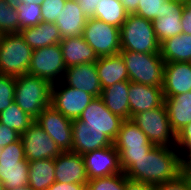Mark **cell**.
Returning a JSON list of instances; mask_svg holds the SVG:
<instances>
[{
    "label": "cell",
    "mask_w": 191,
    "mask_h": 190,
    "mask_svg": "<svg viewBox=\"0 0 191 190\" xmlns=\"http://www.w3.org/2000/svg\"><path fill=\"white\" fill-rule=\"evenodd\" d=\"M183 9L184 4L178 0H168L164 3L162 17L152 21L154 33L160 43L182 33L181 15Z\"/></svg>",
    "instance_id": "obj_21"
},
{
    "label": "cell",
    "mask_w": 191,
    "mask_h": 190,
    "mask_svg": "<svg viewBox=\"0 0 191 190\" xmlns=\"http://www.w3.org/2000/svg\"><path fill=\"white\" fill-rule=\"evenodd\" d=\"M78 119L88 128L102 131L112 142L115 141L124 121L120 116L113 114L100 97L92 100Z\"/></svg>",
    "instance_id": "obj_13"
},
{
    "label": "cell",
    "mask_w": 191,
    "mask_h": 190,
    "mask_svg": "<svg viewBox=\"0 0 191 190\" xmlns=\"http://www.w3.org/2000/svg\"><path fill=\"white\" fill-rule=\"evenodd\" d=\"M0 31L3 34L20 32L17 9L12 8L6 0H0Z\"/></svg>",
    "instance_id": "obj_32"
},
{
    "label": "cell",
    "mask_w": 191,
    "mask_h": 190,
    "mask_svg": "<svg viewBox=\"0 0 191 190\" xmlns=\"http://www.w3.org/2000/svg\"><path fill=\"white\" fill-rule=\"evenodd\" d=\"M33 49L20 33L3 34L0 42V73L18 77L28 73Z\"/></svg>",
    "instance_id": "obj_6"
},
{
    "label": "cell",
    "mask_w": 191,
    "mask_h": 190,
    "mask_svg": "<svg viewBox=\"0 0 191 190\" xmlns=\"http://www.w3.org/2000/svg\"><path fill=\"white\" fill-rule=\"evenodd\" d=\"M129 81L162 87L164 83V60L160 53H138L121 50Z\"/></svg>",
    "instance_id": "obj_4"
},
{
    "label": "cell",
    "mask_w": 191,
    "mask_h": 190,
    "mask_svg": "<svg viewBox=\"0 0 191 190\" xmlns=\"http://www.w3.org/2000/svg\"><path fill=\"white\" fill-rule=\"evenodd\" d=\"M160 55L165 63H191V35L181 33L160 43Z\"/></svg>",
    "instance_id": "obj_28"
},
{
    "label": "cell",
    "mask_w": 191,
    "mask_h": 190,
    "mask_svg": "<svg viewBox=\"0 0 191 190\" xmlns=\"http://www.w3.org/2000/svg\"><path fill=\"white\" fill-rule=\"evenodd\" d=\"M120 2L128 15L135 14L138 4H140V0H120Z\"/></svg>",
    "instance_id": "obj_45"
},
{
    "label": "cell",
    "mask_w": 191,
    "mask_h": 190,
    "mask_svg": "<svg viewBox=\"0 0 191 190\" xmlns=\"http://www.w3.org/2000/svg\"><path fill=\"white\" fill-rule=\"evenodd\" d=\"M88 179L122 173L120 158L114 144L82 155Z\"/></svg>",
    "instance_id": "obj_15"
},
{
    "label": "cell",
    "mask_w": 191,
    "mask_h": 190,
    "mask_svg": "<svg viewBox=\"0 0 191 190\" xmlns=\"http://www.w3.org/2000/svg\"><path fill=\"white\" fill-rule=\"evenodd\" d=\"M125 190H154V185L126 179Z\"/></svg>",
    "instance_id": "obj_44"
},
{
    "label": "cell",
    "mask_w": 191,
    "mask_h": 190,
    "mask_svg": "<svg viewBox=\"0 0 191 190\" xmlns=\"http://www.w3.org/2000/svg\"><path fill=\"white\" fill-rule=\"evenodd\" d=\"M128 89L129 81H120L102 89L100 95L105 106L124 120H130Z\"/></svg>",
    "instance_id": "obj_27"
},
{
    "label": "cell",
    "mask_w": 191,
    "mask_h": 190,
    "mask_svg": "<svg viewBox=\"0 0 191 190\" xmlns=\"http://www.w3.org/2000/svg\"><path fill=\"white\" fill-rule=\"evenodd\" d=\"M20 30L27 27H34L42 21L41 5L21 4L17 8Z\"/></svg>",
    "instance_id": "obj_34"
},
{
    "label": "cell",
    "mask_w": 191,
    "mask_h": 190,
    "mask_svg": "<svg viewBox=\"0 0 191 190\" xmlns=\"http://www.w3.org/2000/svg\"><path fill=\"white\" fill-rule=\"evenodd\" d=\"M66 68L83 63H95L98 56L82 36L62 39L59 42Z\"/></svg>",
    "instance_id": "obj_23"
},
{
    "label": "cell",
    "mask_w": 191,
    "mask_h": 190,
    "mask_svg": "<svg viewBox=\"0 0 191 190\" xmlns=\"http://www.w3.org/2000/svg\"><path fill=\"white\" fill-rule=\"evenodd\" d=\"M44 0H6V2L12 7L17 9L21 4H39L41 5Z\"/></svg>",
    "instance_id": "obj_46"
},
{
    "label": "cell",
    "mask_w": 191,
    "mask_h": 190,
    "mask_svg": "<svg viewBox=\"0 0 191 190\" xmlns=\"http://www.w3.org/2000/svg\"><path fill=\"white\" fill-rule=\"evenodd\" d=\"M35 119L25 113L15 102L0 112V123L15 130L18 134H23Z\"/></svg>",
    "instance_id": "obj_31"
},
{
    "label": "cell",
    "mask_w": 191,
    "mask_h": 190,
    "mask_svg": "<svg viewBox=\"0 0 191 190\" xmlns=\"http://www.w3.org/2000/svg\"><path fill=\"white\" fill-rule=\"evenodd\" d=\"M20 35L26 44L33 50L59 44L62 40L59 29L55 23L41 21L34 27L20 30Z\"/></svg>",
    "instance_id": "obj_25"
},
{
    "label": "cell",
    "mask_w": 191,
    "mask_h": 190,
    "mask_svg": "<svg viewBox=\"0 0 191 190\" xmlns=\"http://www.w3.org/2000/svg\"><path fill=\"white\" fill-rule=\"evenodd\" d=\"M54 165L56 182L87 185L89 179L82 155L64 151L54 158Z\"/></svg>",
    "instance_id": "obj_16"
},
{
    "label": "cell",
    "mask_w": 191,
    "mask_h": 190,
    "mask_svg": "<svg viewBox=\"0 0 191 190\" xmlns=\"http://www.w3.org/2000/svg\"><path fill=\"white\" fill-rule=\"evenodd\" d=\"M185 171L191 176V153L184 159Z\"/></svg>",
    "instance_id": "obj_47"
},
{
    "label": "cell",
    "mask_w": 191,
    "mask_h": 190,
    "mask_svg": "<svg viewBox=\"0 0 191 190\" xmlns=\"http://www.w3.org/2000/svg\"><path fill=\"white\" fill-rule=\"evenodd\" d=\"M184 170V158L176 147L154 146L147 155L136 159L125 175L131 180L156 185L175 179Z\"/></svg>",
    "instance_id": "obj_1"
},
{
    "label": "cell",
    "mask_w": 191,
    "mask_h": 190,
    "mask_svg": "<svg viewBox=\"0 0 191 190\" xmlns=\"http://www.w3.org/2000/svg\"><path fill=\"white\" fill-rule=\"evenodd\" d=\"M162 90L164 97H173L191 91V63H165Z\"/></svg>",
    "instance_id": "obj_20"
},
{
    "label": "cell",
    "mask_w": 191,
    "mask_h": 190,
    "mask_svg": "<svg viewBox=\"0 0 191 190\" xmlns=\"http://www.w3.org/2000/svg\"><path fill=\"white\" fill-rule=\"evenodd\" d=\"M2 151H3V148H2V147H0V156H1V154H2Z\"/></svg>",
    "instance_id": "obj_52"
},
{
    "label": "cell",
    "mask_w": 191,
    "mask_h": 190,
    "mask_svg": "<svg viewBox=\"0 0 191 190\" xmlns=\"http://www.w3.org/2000/svg\"><path fill=\"white\" fill-rule=\"evenodd\" d=\"M127 15L120 0H101L92 17L120 28L126 21Z\"/></svg>",
    "instance_id": "obj_30"
},
{
    "label": "cell",
    "mask_w": 191,
    "mask_h": 190,
    "mask_svg": "<svg viewBox=\"0 0 191 190\" xmlns=\"http://www.w3.org/2000/svg\"><path fill=\"white\" fill-rule=\"evenodd\" d=\"M126 175L124 172L106 177L88 180L89 190H125Z\"/></svg>",
    "instance_id": "obj_33"
},
{
    "label": "cell",
    "mask_w": 191,
    "mask_h": 190,
    "mask_svg": "<svg viewBox=\"0 0 191 190\" xmlns=\"http://www.w3.org/2000/svg\"><path fill=\"white\" fill-rule=\"evenodd\" d=\"M167 1L168 0H140L135 14L153 21L158 17H162L164 3Z\"/></svg>",
    "instance_id": "obj_36"
},
{
    "label": "cell",
    "mask_w": 191,
    "mask_h": 190,
    "mask_svg": "<svg viewBox=\"0 0 191 190\" xmlns=\"http://www.w3.org/2000/svg\"><path fill=\"white\" fill-rule=\"evenodd\" d=\"M134 122L155 146H176V133L172 130L165 104L160 107L135 114Z\"/></svg>",
    "instance_id": "obj_8"
},
{
    "label": "cell",
    "mask_w": 191,
    "mask_h": 190,
    "mask_svg": "<svg viewBox=\"0 0 191 190\" xmlns=\"http://www.w3.org/2000/svg\"><path fill=\"white\" fill-rule=\"evenodd\" d=\"M52 84L38 76L23 74L16 77L14 102L36 119L51 105Z\"/></svg>",
    "instance_id": "obj_2"
},
{
    "label": "cell",
    "mask_w": 191,
    "mask_h": 190,
    "mask_svg": "<svg viewBox=\"0 0 191 190\" xmlns=\"http://www.w3.org/2000/svg\"><path fill=\"white\" fill-rule=\"evenodd\" d=\"M113 144L119 153L120 166L124 173L135 163L136 159L147 155L155 146L132 120L122 122Z\"/></svg>",
    "instance_id": "obj_5"
},
{
    "label": "cell",
    "mask_w": 191,
    "mask_h": 190,
    "mask_svg": "<svg viewBox=\"0 0 191 190\" xmlns=\"http://www.w3.org/2000/svg\"><path fill=\"white\" fill-rule=\"evenodd\" d=\"M95 66L102 89L120 81H129L127 68L120 53L98 57Z\"/></svg>",
    "instance_id": "obj_24"
},
{
    "label": "cell",
    "mask_w": 191,
    "mask_h": 190,
    "mask_svg": "<svg viewBox=\"0 0 191 190\" xmlns=\"http://www.w3.org/2000/svg\"><path fill=\"white\" fill-rule=\"evenodd\" d=\"M29 162L26 160L23 144L19 138L3 147L0 156V181L5 190L28 185Z\"/></svg>",
    "instance_id": "obj_7"
},
{
    "label": "cell",
    "mask_w": 191,
    "mask_h": 190,
    "mask_svg": "<svg viewBox=\"0 0 191 190\" xmlns=\"http://www.w3.org/2000/svg\"><path fill=\"white\" fill-rule=\"evenodd\" d=\"M72 133L73 140L71 152L80 155L113 144L102 131L88 128V126L79 119L72 120Z\"/></svg>",
    "instance_id": "obj_18"
},
{
    "label": "cell",
    "mask_w": 191,
    "mask_h": 190,
    "mask_svg": "<svg viewBox=\"0 0 191 190\" xmlns=\"http://www.w3.org/2000/svg\"><path fill=\"white\" fill-rule=\"evenodd\" d=\"M19 138L20 134H18L15 130L0 123V147L3 148L8 144L17 141Z\"/></svg>",
    "instance_id": "obj_40"
},
{
    "label": "cell",
    "mask_w": 191,
    "mask_h": 190,
    "mask_svg": "<svg viewBox=\"0 0 191 190\" xmlns=\"http://www.w3.org/2000/svg\"><path fill=\"white\" fill-rule=\"evenodd\" d=\"M99 1L101 0H77L80 9L87 18L93 16Z\"/></svg>",
    "instance_id": "obj_42"
},
{
    "label": "cell",
    "mask_w": 191,
    "mask_h": 190,
    "mask_svg": "<svg viewBox=\"0 0 191 190\" xmlns=\"http://www.w3.org/2000/svg\"><path fill=\"white\" fill-rule=\"evenodd\" d=\"M183 4H191V0H178Z\"/></svg>",
    "instance_id": "obj_49"
},
{
    "label": "cell",
    "mask_w": 191,
    "mask_h": 190,
    "mask_svg": "<svg viewBox=\"0 0 191 190\" xmlns=\"http://www.w3.org/2000/svg\"><path fill=\"white\" fill-rule=\"evenodd\" d=\"M35 122L64 151L72 150V120L55 110L51 105L45 108L35 119Z\"/></svg>",
    "instance_id": "obj_14"
},
{
    "label": "cell",
    "mask_w": 191,
    "mask_h": 190,
    "mask_svg": "<svg viewBox=\"0 0 191 190\" xmlns=\"http://www.w3.org/2000/svg\"><path fill=\"white\" fill-rule=\"evenodd\" d=\"M62 82L69 86L100 97L102 87L95 63H83L65 70Z\"/></svg>",
    "instance_id": "obj_17"
},
{
    "label": "cell",
    "mask_w": 191,
    "mask_h": 190,
    "mask_svg": "<svg viewBox=\"0 0 191 190\" xmlns=\"http://www.w3.org/2000/svg\"><path fill=\"white\" fill-rule=\"evenodd\" d=\"M121 50L138 53H160V42L153 22L136 14L127 15L120 27Z\"/></svg>",
    "instance_id": "obj_3"
},
{
    "label": "cell",
    "mask_w": 191,
    "mask_h": 190,
    "mask_svg": "<svg viewBox=\"0 0 191 190\" xmlns=\"http://www.w3.org/2000/svg\"><path fill=\"white\" fill-rule=\"evenodd\" d=\"M16 77L0 73V112L14 102Z\"/></svg>",
    "instance_id": "obj_35"
},
{
    "label": "cell",
    "mask_w": 191,
    "mask_h": 190,
    "mask_svg": "<svg viewBox=\"0 0 191 190\" xmlns=\"http://www.w3.org/2000/svg\"><path fill=\"white\" fill-rule=\"evenodd\" d=\"M154 190H191V176L184 170L175 179L154 185Z\"/></svg>",
    "instance_id": "obj_38"
},
{
    "label": "cell",
    "mask_w": 191,
    "mask_h": 190,
    "mask_svg": "<svg viewBox=\"0 0 191 190\" xmlns=\"http://www.w3.org/2000/svg\"><path fill=\"white\" fill-rule=\"evenodd\" d=\"M164 98L171 128L177 134L191 123V91Z\"/></svg>",
    "instance_id": "obj_26"
},
{
    "label": "cell",
    "mask_w": 191,
    "mask_h": 190,
    "mask_svg": "<svg viewBox=\"0 0 191 190\" xmlns=\"http://www.w3.org/2000/svg\"><path fill=\"white\" fill-rule=\"evenodd\" d=\"M83 39L98 57L120 53V28L89 17L82 32Z\"/></svg>",
    "instance_id": "obj_9"
},
{
    "label": "cell",
    "mask_w": 191,
    "mask_h": 190,
    "mask_svg": "<svg viewBox=\"0 0 191 190\" xmlns=\"http://www.w3.org/2000/svg\"><path fill=\"white\" fill-rule=\"evenodd\" d=\"M87 17L79 7L77 0H66L64 9L60 12L55 24L62 39L82 36Z\"/></svg>",
    "instance_id": "obj_22"
},
{
    "label": "cell",
    "mask_w": 191,
    "mask_h": 190,
    "mask_svg": "<svg viewBox=\"0 0 191 190\" xmlns=\"http://www.w3.org/2000/svg\"><path fill=\"white\" fill-rule=\"evenodd\" d=\"M66 0H44L41 4L42 21L55 23L60 12L64 9Z\"/></svg>",
    "instance_id": "obj_37"
},
{
    "label": "cell",
    "mask_w": 191,
    "mask_h": 190,
    "mask_svg": "<svg viewBox=\"0 0 191 190\" xmlns=\"http://www.w3.org/2000/svg\"><path fill=\"white\" fill-rule=\"evenodd\" d=\"M94 99L93 95L69 87L62 83V81L61 83L52 84L51 106L71 120L78 119Z\"/></svg>",
    "instance_id": "obj_11"
},
{
    "label": "cell",
    "mask_w": 191,
    "mask_h": 190,
    "mask_svg": "<svg viewBox=\"0 0 191 190\" xmlns=\"http://www.w3.org/2000/svg\"><path fill=\"white\" fill-rule=\"evenodd\" d=\"M182 33L191 35V4H184L181 15Z\"/></svg>",
    "instance_id": "obj_41"
},
{
    "label": "cell",
    "mask_w": 191,
    "mask_h": 190,
    "mask_svg": "<svg viewBox=\"0 0 191 190\" xmlns=\"http://www.w3.org/2000/svg\"><path fill=\"white\" fill-rule=\"evenodd\" d=\"M55 182L54 159L29 162L28 185L35 190H47Z\"/></svg>",
    "instance_id": "obj_29"
},
{
    "label": "cell",
    "mask_w": 191,
    "mask_h": 190,
    "mask_svg": "<svg viewBox=\"0 0 191 190\" xmlns=\"http://www.w3.org/2000/svg\"><path fill=\"white\" fill-rule=\"evenodd\" d=\"M8 190H35L32 187H30L29 185H26L24 187H19V188H12V189H8Z\"/></svg>",
    "instance_id": "obj_48"
},
{
    "label": "cell",
    "mask_w": 191,
    "mask_h": 190,
    "mask_svg": "<svg viewBox=\"0 0 191 190\" xmlns=\"http://www.w3.org/2000/svg\"><path fill=\"white\" fill-rule=\"evenodd\" d=\"M66 69L61 46L54 44L33 50L28 74L54 84L62 81Z\"/></svg>",
    "instance_id": "obj_10"
},
{
    "label": "cell",
    "mask_w": 191,
    "mask_h": 190,
    "mask_svg": "<svg viewBox=\"0 0 191 190\" xmlns=\"http://www.w3.org/2000/svg\"><path fill=\"white\" fill-rule=\"evenodd\" d=\"M2 36H3V33L0 31V42H1Z\"/></svg>",
    "instance_id": "obj_51"
},
{
    "label": "cell",
    "mask_w": 191,
    "mask_h": 190,
    "mask_svg": "<svg viewBox=\"0 0 191 190\" xmlns=\"http://www.w3.org/2000/svg\"><path fill=\"white\" fill-rule=\"evenodd\" d=\"M128 99L130 119L142 111H148L164 104L162 87L143 85L129 81Z\"/></svg>",
    "instance_id": "obj_19"
},
{
    "label": "cell",
    "mask_w": 191,
    "mask_h": 190,
    "mask_svg": "<svg viewBox=\"0 0 191 190\" xmlns=\"http://www.w3.org/2000/svg\"><path fill=\"white\" fill-rule=\"evenodd\" d=\"M0 190H5V187L1 181H0Z\"/></svg>",
    "instance_id": "obj_50"
},
{
    "label": "cell",
    "mask_w": 191,
    "mask_h": 190,
    "mask_svg": "<svg viewBox=\"0 0 191 190\" xmlns=\"http://www.w3.org/2000/svg\"><path fill=\"white\" fill-rule=\"evenodd\" d=\"M87 185L54 182L47 190H85Z\"/></svg>",
    "instance_id": "obj_43"
},
{
    "label": "cell",
    "mask_w": 191,
    "mask_h": 190,
    "mask_svg": "<svg viewBox=\"0 0 191 190\" xmlns=\"http://www.w3.org/2000/svg\"><path fill=\"white\" fill-rule=\"evenodd\" d=\"M20 139L28 162L54 159L63 152L36 122L20 135Z\"/></svg>",
    "instance_id": "obj_12"
},
{
    "label": "cell",
    "mask_w": 191,
    "mask_h": 190,
    "mask_svg": "<svg viewBox=\"0 0 191 190\" xmlns=\"http://www.w3.org/2000/svg\"><path fill=\"white\" fill-rule=\"evenodd\" d=\"M185 159L191 153V123L176 134V146Z\"/></svg>",
    "instance_id": "obj_39"
}]
</instances>
